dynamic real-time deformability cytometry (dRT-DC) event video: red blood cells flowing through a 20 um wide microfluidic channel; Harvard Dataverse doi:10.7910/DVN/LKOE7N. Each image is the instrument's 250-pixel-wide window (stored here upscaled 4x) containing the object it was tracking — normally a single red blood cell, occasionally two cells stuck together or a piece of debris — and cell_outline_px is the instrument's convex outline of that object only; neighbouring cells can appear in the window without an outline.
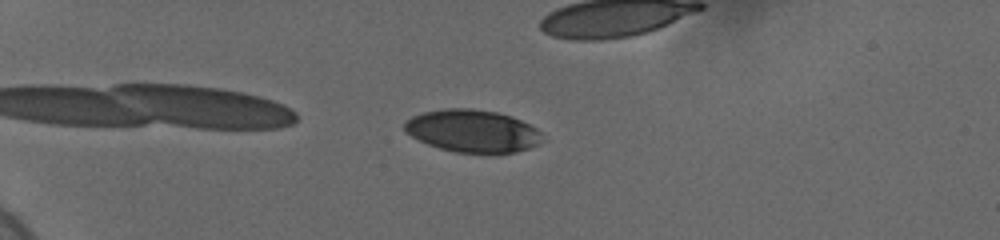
{"species": "human", "species_latin": "Homo sapiens", "temperature_condition": "cold", "stored_images_in_passage": 22, "camera_frame_rate_fps": 3000, "um_per_image_px": 0.085, "donor": {"sex": "female"}, "frame": {"image": 1, "passage_image": 1, "time_ms": 0.0, "image_size_px": [1000, 240], "cell_outline_px": [[548, 140], [540, 144], [516, 152], [456, 152], [440, 148], [428, 144], [404, 132], [404, 124], [412, 116], [424, 112], [448, 108], [472, 108], [496, 112], [512, 116], [536, 128]], "centroid_in_image_um": [40.21, 11.13], "position_along_channel_um": 44.8, "area_um2": 34.04}}
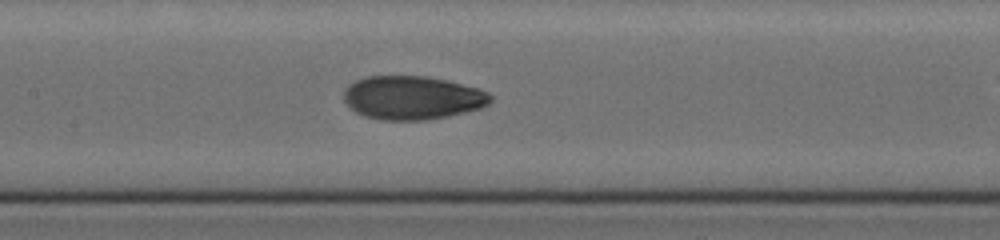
{"frame": {"image": 2, "passage_image": 13, "time_ms": 5.0, "image_size_px": [1000, 240], "cell_outline_px": [[492, 100], [488, 104], [480, 108], [448, 116], [428, 120], [384, 120], [364, 116], [356, 112], [344, 100], [344, 88], [348, 84], [364, 76], [428, 76], [476, 88], [488, 92], [492, 96]], "centroid_in_image_um": [35.02, 8.3], "position_along_channel_um": 172.4, "area_um2": 37.17}}
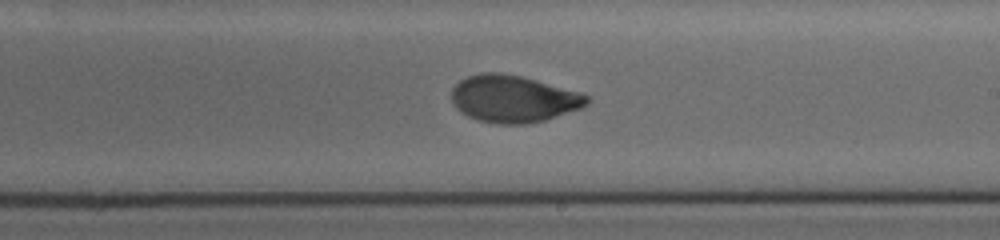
{"frame": {"image": 3, "passage_image": 18, "time_ms": 7.0, "image_size_px": [1000, 240], "cell_outline_px": [[592, 100], [588, 104], [580, 108], [544, 120], [524, 124], [500, 124], [480, 120], [468, 116], [460, 112], [452, 100], [452, 88], [460, 80], [468, 76], [480, 72], [500, 72], [520, 76], [580, 92], [588, 96]], "centroid_in_image_um": [43.63, 8.39], "position_along_channel_um": 245.4, "area_um2": 36.88}}